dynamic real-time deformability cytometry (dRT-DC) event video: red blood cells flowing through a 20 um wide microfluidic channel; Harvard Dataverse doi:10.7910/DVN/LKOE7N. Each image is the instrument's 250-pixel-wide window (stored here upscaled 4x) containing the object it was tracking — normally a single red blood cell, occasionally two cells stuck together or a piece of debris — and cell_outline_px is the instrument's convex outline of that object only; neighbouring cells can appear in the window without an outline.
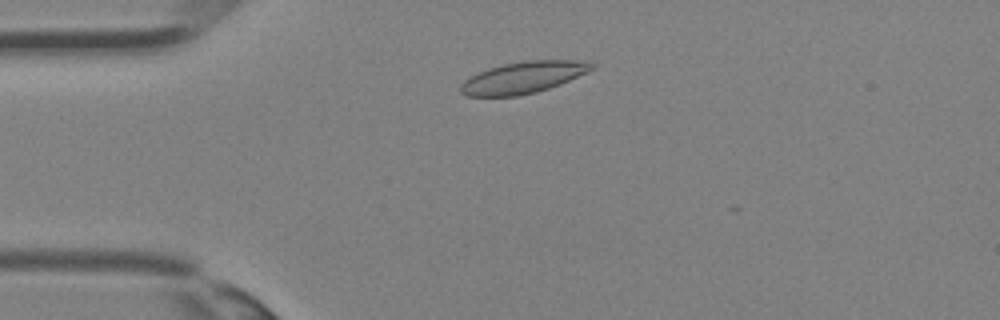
{"species": "Egyptian fruit bat (a non-hibernating species)", "species_latin": "Rousettus aegyptiacus", "temperature_condition": "room temperature", "stored_images_in_passage": 29, "camera_frame_rate_fps": 3000, "um_per_image_px": 0.085, "animal": {"sex": "female"}, "frame": {"image": 1, "passage_image": 5, "time_ms": 1.333, "image_size_px": [1000, 320], "cell_outline_px": [[596, 68], [588, 72], [560, 84], [536, 92], [516, 96], [464, 96], [460, 92], [460, 84], [464, 80], [476, 72], [488, 68], [504, 64], [524, 60], [588, 60], [596, 64]], "centroid_in_image_um": [44.49, 6.57], "position_along_channel_um": 40.5, "area_um2": 24.51}}
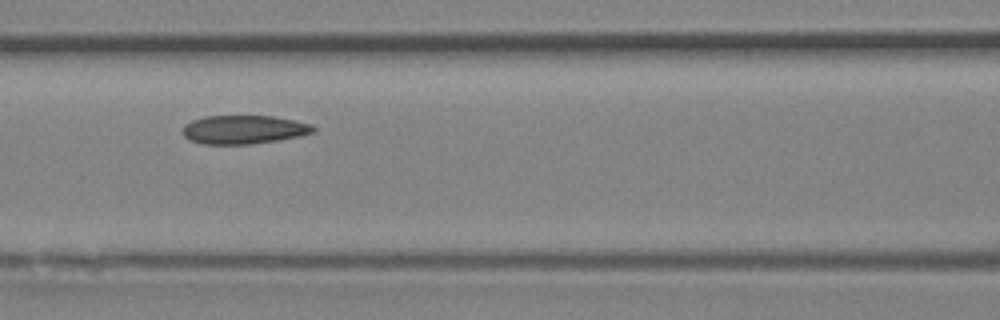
{"frame": {"image": 2, "passage_image": 12, "time_ms": 3.667, "image_size_px": [1000, 320], "cell_outline_px": [[316, 132], [300, 136], [252, 144], [204, 144], [188, 140], [184, 136], [184, 124], [192, 120], [204, 116], [272, 116], [312, 124], [316, 128]], "centroid_in_image_um": [20.73, 11.01], "position_along_channel_um": 145.9, "area_um2": 21.79}}
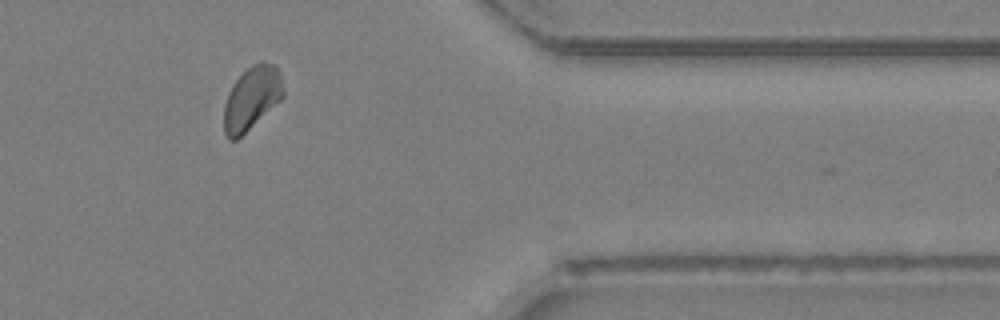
{"frame": {"image": 3, "passage_image": 26, "time_ms": 8.333, "image_size_px": [1000, 320], "cell_outline_px": [[284, 96], [280, 100], [236, 140], [228, 140], [224, 132], [224, 104], [228, 92], [232, 84], [252, 64], [260, 60], [264, 60], [276, 64], [280, 72], [284, 92]], "centroid_in_image_um": [21.4, 8.3], "position_along_channel_um": 390.0, "area_um2": 21.91}}